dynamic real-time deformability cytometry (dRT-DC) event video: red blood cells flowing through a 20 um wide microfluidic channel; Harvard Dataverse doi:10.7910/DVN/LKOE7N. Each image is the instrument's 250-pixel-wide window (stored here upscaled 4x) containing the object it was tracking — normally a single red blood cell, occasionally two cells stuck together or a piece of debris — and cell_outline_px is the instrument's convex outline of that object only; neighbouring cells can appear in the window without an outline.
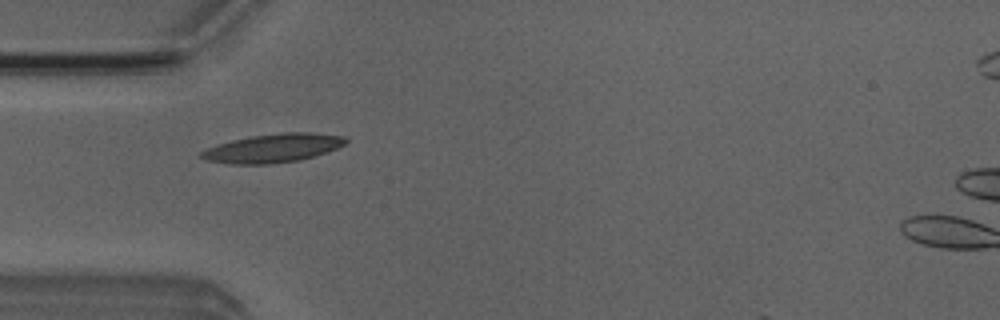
{"species": "Egyptian fruit bat (a non-hibernating species)", "species_latin": "Rousettus aegyptiacus", "temperature_condition": "room temperature", "stored_images_in_passage": 6, "camera_frame_rate_fps": 3000, "um_per_image_px": 0.085, "animal": {"sex": "male"}, "frame": {"image": 1, "passage_image": 4, "time_ms": 4.333, "image_size_px": [1000, 320], "cell_outline_px": [[348, 140], [344, 144], [336, 148], [312, 156], [296, 160], [268, 164], [232, 164], [208, 160], [196, 156], [200, 152], [216, 144], [232, 140], [252, 136], [284, 132], [312, 132], [344, 136]], "centroid_in_image_um": [23.16, 12.58], "position_along_channel_um": 61.8, "area_um2": 23.81}}